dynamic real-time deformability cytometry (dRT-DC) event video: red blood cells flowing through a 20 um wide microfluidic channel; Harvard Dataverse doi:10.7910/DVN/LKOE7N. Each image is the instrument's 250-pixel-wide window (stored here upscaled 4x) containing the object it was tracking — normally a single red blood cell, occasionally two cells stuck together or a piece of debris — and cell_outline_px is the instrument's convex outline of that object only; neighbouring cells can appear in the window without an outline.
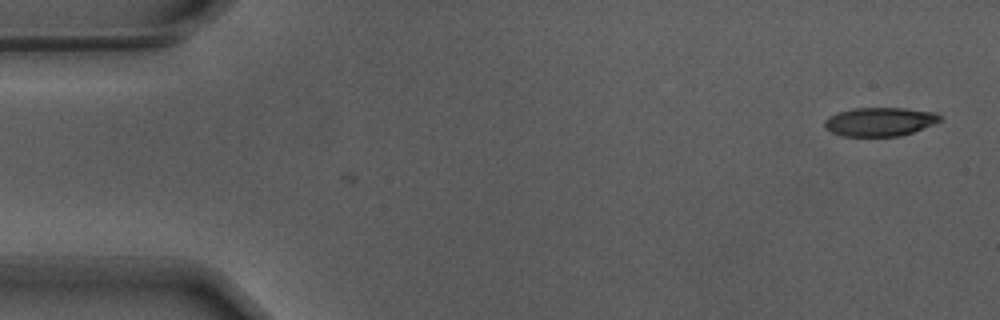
{"species": "Egyptian fruit bat (a non-hibernating species)", "species_latin": "Rousettus aegyptiacus", "temperature_condition": "warm", "stored_images_in_passage": 3, "camera_frame_rate_fps": 3000, "um_per_image_px": 0.085, "animal": {"sex": "male"}, "frame": {"image": 1, "passage_image": 3, "time_ms": 0.667, "image_size_px": [1000, 320], "cell_outline_px": [[944, 120], [912, 132], [900, 136], [840, 136], [824, 128], [824, 120], [828, 116], [852, 108], [904, 108], [936, 112], [944, 116]], "centroid_in_image_um": [74.81, 10.34], "position_along_channel_um": 10.2, "area_um2": 19.54}}